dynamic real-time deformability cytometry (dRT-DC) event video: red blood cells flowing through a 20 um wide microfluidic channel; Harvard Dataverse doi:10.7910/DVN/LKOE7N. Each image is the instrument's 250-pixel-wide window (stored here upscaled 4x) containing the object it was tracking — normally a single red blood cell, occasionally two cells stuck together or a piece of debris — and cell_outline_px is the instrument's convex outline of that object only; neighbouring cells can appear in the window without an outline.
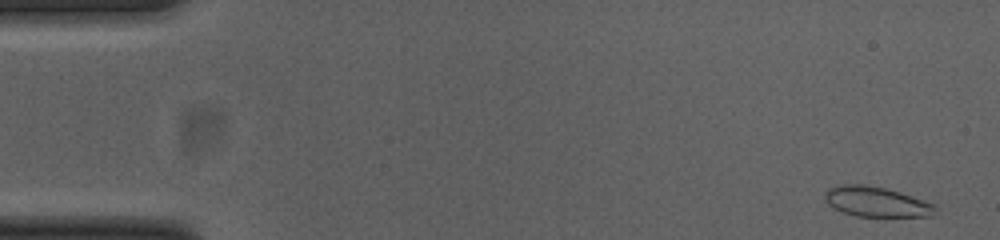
{"species": "common noctule bat (a hibernating species)", "species_latin": "Nyctalus noctula", "temperature_condition": "cold", "stored_images_in_passage": 51, "camera_frame_rate_fps": 3000, "um_per_image_px": 0.085, "animal": {"sex": "female", "body_mass_g": 23.0, "forearm_length_mm": 53.4}, "frame": {"image": 1, "passage_image": 1, "time_ms": 0.0, "image_size_px": [1000, 240], "cell_outline_px": [[936, 208], [932, 216], [856, 216], [844, 212], [828, 204], [824, 200], [824, 192], [828, 188], [836, 184], [864, 184], [884, 188], [900, 192], [936, 204]], "centroid_in_image_um": [74.46, 17.13], "position_along_channel_um": 10.5, "area_um2": 19.36}}
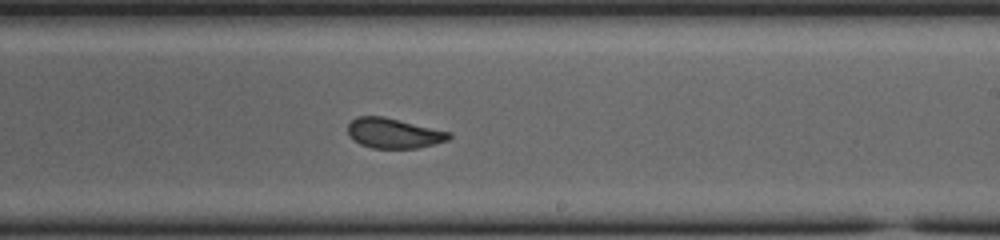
{"frame": {"image": 2, "passage_image": 30, "time_ms": 9.667, "image_size_px": [1000, 240], "cell_outline_px": [[452, 136], [448, 140], [416, 148], [372, 148], [360, 144], [348, 132], [348, 124], [356, 116], [384, 116], [452, 132]], "centroid_in_image_um": [33.49, 11.31], "position_along_channel_um": 255.5, "area_um2": 17.63}}
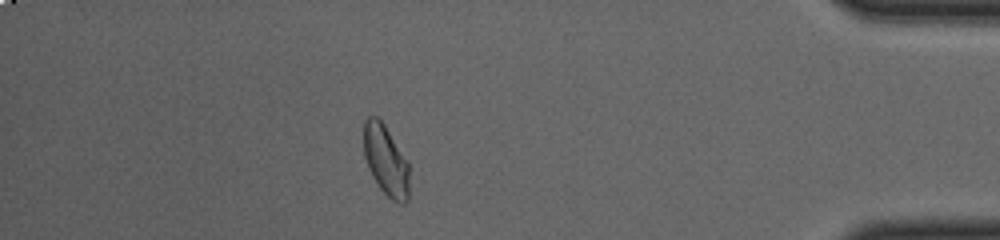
{"frame": {"image": 3, "passage_image": 45, "time_ms": 14.667, "image_size_px": [1000, 240], "cell_outline_px": [[408, 200], [404, 204], [400, 204], [392, 200], [380, 188], [372, 176], [368, 168], [364, 156], [364, 120], [368, 116], [376, 116], [384, 124], [408, 160]], "centroid_in_image_um": [32.79, 13.63], "position_along_channel_um": 402.4, "area_um2": 18.73}, "authors_computed_cell_mechanics": {"area_um2": 18.9006, "velocity_mm_per_s": 3.8458, "shape_relaxation_time_tau1_ms": 7.3914, "shape_relaxation_time_tau2_ms": 0.9074, "deformation_change_tau1": 0.1467, "deformation_change_tau2": 0.0637}}